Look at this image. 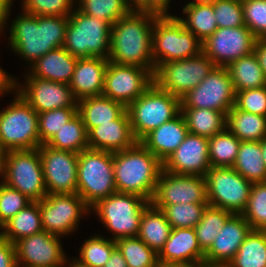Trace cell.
I'll return each instance as SVG.
<instances>
[{"mask_svg": "<svg viewBox=\"0 0 266 267\" xmlns=\"http://www.w3.org/2000/svg\"><path fill=\"white\" fill-rule=\"evenodd\" d=\"M154 13L132 9L111 27L108 61L119 65H135L149 69L155 66L152 57Z\"/></svg>", "mask_w": 266, "mask_h": 267, "instance_id": "obj_1", "label": "cell"}, {"mask_svg": "<svg viewBox=\"0 0 266 267\" xmlns=\"http://www.w3.org/2000/svg\"><path fill=\"white\" fill-rule=\"evenodd\" d=\"M21 12L11 21L8 46L30 66L49 51L63 47L69 16Z\"/></svg>", "mask_w": 266, "mask_h": 267, "instance_id": "obj_2", "label": "cell"}, {"mask_svg": "<svg viewBox=\"0 0 266 267\" xmlns=\"http://www.w3.org/2000/svg\"><path fill=\"white\" fill-rule=\"evenodd\" d=\"M114 182L119 193L135 194L151 201L163 163L140 141L113 152Z\"/></svg>", "mask_w": 266, "mask_h": 267, "instance_id": "obj_3", "label": "cell"}, {"mask_svg": "<svg viewBox=\"0 0 266 267\" xmlns=\"http://www.w3.org/2000/svg\"><path fill=\"white\" fill-rule=\"evenodd\" d=\"M117 192L113 152L87 148L78 154L77 194L91 208Z\"/></svg>", "mask_w": 266, "mask_h": 267, "instance_id": "obj_4", "label": "cell"}, {"mask_svg": "<svg viewBox=\"0 0 266 267\" xmlns=\"http://www.w3.org/2000/svg\"><path fill=\"white\" fill-rule=\"evenodd\" d=\"M134 138L140 141L151 130L181 113V98L160 89L154 82L127 108Z\"/></svg>", "mask_w": 266, "mask_h": 267, "instance_id": "obj_5", "label": "cell"}, {"mask_svg": "<svg viewBox=\"0 0 266 267\" xmlns=\"http://www.w3.org/2000/svg\"><path fill=\"white\" fill-rule=\"evenodd\" d=\"M111 27L108 22L88 16L76 7L68 18L63 47L74 57H109Z\"/></svg>", "mask_w": 266, "mask_h": 267, "instance_id": "obj_6", "label": "cell"}, {"mask_svg": "<svg viewBox=\"0 0 266 267\" xmlns=\"http://www.w3.org/2000/svg\"><path fill=\"white\" fill-rule=\"evenodd\" d=\"M202 42L174 15L159 16L153 26L152 57L155 68L175 60L198 55Z\"/></svg>", "mask_w": 266, "mask_h": 267, "instance_id": "obj_7", "label": "cell"}, {"mask_svg": "<svg viewBox=\"0 0 266 267\" xmlns=\"http://www.w3.org/2000/svg\"><path fill=\"white\" fill-rule=\"evenodd\" d=\"M0 111V144L5 151L40 147L38 113L16 92Z\"/></svg>", "mask_w": 266, "mask_h": 267, "instance_id": "obj_8", "label": "cell"}, {"mask_svg": "<svg viewBox=\"0 0 266 267\" xmlns=\"http://www.w3.org/2000/svg\"><path fill=\"white\" fill-rule=\"evenodd\" d=\"M150 201L135 195L116 192L91 207L100 222L111 232L112 240L137 237L141 217Z\"/></svg>", "mask_w": 266, "mask_h": 267, "instance_id": "obj_9", "label": "cell"}, {"mask_svg": "<svg viewBox=\"0 0 266 267\" xmlns=\"http://www.w3.org/2000/svg\"><path fill=\"white\" fill-rule=\"evenodd\" d=\"M1 181L32 202L47 196L39 148L5 152Z\"/></svg>", "mask_w": 266, "mask_h": 267, "instance_id": "obj_10", "label": "cell"}, {"mask_svg": "<svg viewBox=\"0 0 266 267\" xmlns=\"http://www.w3.org/2000/svg\"><path fill=\"white\" fill-rule=\"evenodd\" d=\"M216 67L202 51L193 57L159 64L153 74L154 83L179 98L194 89Z\"/></svg>", "mask_w": 266, "mask_h": 267, "instance_id": "obj_11", "label": "cell"}, {"mask_svg": "<svg viewBox=\"0 0 266 267\" xmlns=\"http://www.w3.org/2000/svg\"><path fill=\"white\" fill-rule=\"evenodd\" d=\"M208 205L242 214L252 183L232 167H210L205 175Z\"/></svg>", "mask_w": 266, "mask_h": 267, "instance_id": "obj_12", "label": "cell"}, {"mask_svg": "<svg viewBox=\"0 0 266 267\" xmlns=\"http://www.w3.org/2000/svg\"><path fill=\"white\" fill-rule=\"evenodd\" d=\"M38 203L43 231L60 237L75 232L83 215L91 214V208L77 193L47 194Z\"/></svg>", "mask_w": 266, "mask_h": 267, "instance_id": "obj_13", "label": "cell"}, {"mask_svg": "<svg viewBox=\"0 0 266 267\" xmlns=\"http://www.w3.org/2000/svg\"><path fill=\"white\" fill-rule=\"evenodd\" d=\"M236 92L227 67L216 66L194 89L181 97V108H207L227 113Z\"/></svg>", "mask_w": 266, "mask_h": 267, "instance_id": "obj_14", "label": "cell"}, {"mask_svg": "<svg viewBox=\"0 0 266 267\" xmlns=\"http://www.w3.org/2000/svg\"><path fill=\"white\" fill-rule=\"evenodd\" d=\"M154 82L153 73L135 65L108 62L102 95L122 103L126 108Z\"/></svg>", "mask_w": 266, "mask_h": 267, "instance_id": "obj_15", "label": "cell"}, {"mask_svg": "<svg viewBox=\"0 0 266 267\" xmlns=\"http://www.w3.org/2000/svg\"><path fill=\"white\" fill-rule=\"evenodd\" d=\"M256 38L246 27L218 28L202 42V52L219 67L253 53Z\"/></svg>", "mask_w": 266, "mask_h": 267, "instance_id": "obj_16", "label": "cell"}, {"mask_svg": "<svg viewBox=\"0 0 266 267\" xmlns=\"http://www.w3.org/2000/svg\"><path fill=\"white\" fill-rule=\"evenodd\" d=\"M47 194L77 193L78 153L39 147Z\"/></svg>", "mask_w": 266, "mask_h": 267, "instance_id": "obj_17", "label": "cell"}, {"mask_svg": "<svg viewBox=\"0 0 266 267\" xmlns=\"http://www.w3.org/2000/svg\"><path fill=\"white\" fill-rule=\"evenodd\" d=\"M152 205H174L178 203H208L204 176L175 174L161 170Z\"/></svg>", "mask_w": 266, "mask_h": 267, "instance_id": "obj_18", "label": "cell"}, {"mask_svg": "<svg viewBox=\"0 0 266 267\" xmlns=\"http://www.w3.org/2000/svg\"><path fill=\"white\" fill-rule=\"evenodd\" d=\"M60 236L42 231L14 243L17 267H66Z\"/></svg>", "mask_w": 266, "mask_h": 267, "instance_id": "obj_19", "label": "cell"}, {"mask_svg": "<svg viewBox=\"0 0 266 267\" xmlns=\"http://www.w3.org/2000/svg\"><path fill=\"white\" fill-rule=\"evenodd\" d=\"M25 76V84L16 79L15 91L37 112L60 109L78 108L69 84L54 82L28 73Z\"/></svg>", "mask_w": 266, "mask_h": 267, "instance_id": "obj_20", "label": "cell"}, {"mask_svg": "<svg viewBox=\"0 0 266 267\" xmlns=\"http://www.w3.org/2000/svg\"><path fill=\"white\" fill-rule=\"evenodd\" d=\"M210 167L208 138L191 133L163 163L169 173L204 177Z\"/></svg>", "mask_w": 266, "mask_h": 267, "instance_id": "obj_21", "label": "cell"}, {"mask_svg": "<svg viewBox=\"0 0 266 267\" xmlns=\"http://www.w3.org/2000/svg\"><path fill=\"white\" fill-rule=\"evenodd\" d=\"M204 256L194 228H172L168 240L158 253V261L192 267L202 265Z\"/></svg>", "mask_w": 266, "mask_h": 267, "instance_id": "obj_22", "label": "cell"}, {"mask_svg": "<svg viewBox=\"0 0 266 267\" xmlns=\"http://www.w3.org/2000/svg\"><path fill=\"white\" fill-rule=\"evenodd\" d=\"M250 231V224L241 214H232L205 252L204 262H230Z\"/></svg>", "mask_w": 266, "mask_h": 267, "instance_id": "obj_23", "label": "cell"}, {"mask_svg": "<svg viewBox=\"0 0 266 267\" xmlns=\"http://www.w3.org/2000/svg\"><path fill=\"white\" fill-rule=\"evenodd\" d=\"M136 142L127 109L117 119L88 132V146L91 149L116 152L130 148Z\"/></svg>", "mask_w": 266, "mask_h": 267, "instance_id": "obj_24", "label": "cell"}, {"mask_svg": "<svg viewBox=\"0 0 266 267\" xmlns=\"http://www.w3.org/2000/svg\"><path fill=\"white\" fill-rule=\"evenodd\" d=\"M108 62V59L99 57L78 58L69 83L77 101L85 97L102 95Z\"/></svg>", "mask_w": 266, "mask_h": 267, "instance_id": "obj_25", "label": "cell"}, {"mask_svg": "<svg viewBox=\"0 0 266 267\" xmlns=\"http://www.w3.org/2000/svg\"><path fill=\"white\" fill-rule=\"evenodd\" d=\"M188 133L186 120L180 113L172 120L151 130L140 142L164 163L184 141Z\"/></svg>", "mask_w": 266, "mask_h": 267, "instance_id": "obj_26", "label": "cell"}, {"mask_svg": "<svg viewBox=\"0 0 266 267\" xmlns=\"http://www.w3.org/2000/svg\"><path fill=\"white\" fill-rule=\"evenodd\" d=\"M78 58L71 55L64 47L49 51L37 59L28 68V74L54 82L69 84Z\"/></svg>", "mask_w": 266, "mask_h": 267, "instance_id": "obj_27", "label": "cell"}, {"mask_svg": "<svg viewBox=\"0 0 266 267\" xmlns=\"http://www.w3.org/2000/svg\"><path fill=\"white\" fill-rule=\"evenodd\" d=\"M78 114L87 132L101 124L117 119L126 107L104 95L85 97L77 101Z\"/></svg>", "mask_w": 266, "mask_h": 267, "instance_id": "obj_28", "label": "cell"}, {"mask_svg": "<svg viewBox=\"0 0 266 267\" xmlns=\"http://www.w3.org/2000/svg\"><path fill=\"white\" fill-rule=\"evenodd\" d=\"M171 229L164 212L150 203L143 211L137 237L158 254L168 240Z\"/></svg>", "mask_w": 266, "mask_h": 267, "instance_id": "obj_29", "label": "cell"}, {"mask_svg": "<svg viewBox=\"0 0 266 267\" xmlns=\"http://www.w3.org/2000/svg\"><path fill=\"white\" fill-rule=\"evenodd\" d=\"M232 168L252 184L266 182L261 141H241Z\"/></svg>", "mask_w": 266, "mask_h": 267, "instance_id": "obj_30", "label": "cell"}, {"mask_svg": "<svg viewBox=\"0 0 266 267\" xmlns=\"http://www.w3.org/2000/svg\"><path fill=\"white\" fill-rule=\"evenodd\" d=\"M226 128L240 141H261L266 137V117L233 106L227 113Z\"/></svg>", "mask_w": 266, "mask_h": 267, "instance_id": "obj_31", "label": "cell"}, {"mask_svg": "<svg viewBox=\"0 0 266 267\" xmlns=\"http://www.w3.org/2000/svg\"><path fill=\"white\" fill-rule=\"evenodd\" d=\"M43 231L38 202H31L5 223L2 238L11 243Z\"/></svg>", "mask_w": 266, "mask_h": 267, "instance_id": "obj_32", "label": "cell"}, {"mask_svg": "<svg viewBox=\"0 0 266 267\" xmlns=\"http://www.w3.org/2000/svg\"><path fill=\"white\" fill-rule=\"evenodd\" d=\"M189 133L207 138L226 128L227 115L207 108H181Z\"/></svg>", "mask_w": 266, "mask_h": 267, "instance_id": "obj_33", "label": "cell"}, {"mask_svg": "<svg viewBox=\"0 0 266 267\" xmlns=\"http://www.w3.org/2000/svg\"><path fill=\"white\" fill-rule=\"evenodd\" d=\"M182 11L186 17L175 16L201 42H204L218 29L213 4L187 3Z\"/></svg>", "mask_w": 266, "mask_h": 267, "instance_id": "obj_34", "label": "cell"}, {"mask_svg": "<svg viewBox=\"0 0 266 267\" xmlns=\"http://www.w3.org/2000/svg\"><path fill=\"white\" fill-rule=\"evenodd\" d=\"M227 69L235 92L266 86V77L254 53L232 62Z\"/></svg>", "mask_w": 266, "mask_h": 267, "instance_id": "obj_35", "label": "cell"}, {"mask_svg": "<svg viewBox=\"0 0 266 267\" xmlns=\"http://www.w3.org/2000/svg\"><path fill=\"white\" fill-rule=\"evenodd\" d=\"M46 145L57 150L70 151L78 154L89 148L88 132L81 116L77 113L56 132Z\"/></svg>", "mask_w": 266, "mask_h": 267, "instance_id": "obj_36", "label": "cell"}, {"mask_svg": "<svg viewBox=\"0 0 266 267\" xmlns=\"http://www.w3.org/2000/svg\"><path fill=\"white\" fill-rule=\"evenodd\" d=\"M230 262L235 267H266V230L251 229Z\"/></svg>", "mask_w": 266, "mask_h": 267, "instance_id": "obj_37", "label": "cell"}, {"mask_svg": "<svg viewBox=\"0 0 266 267\" xmlns=\"http://www.w3.org/2000/svg\"><path fill=\"white\" fill-rule=\"evenodd\" d=\"M241 141L227 128L208 138L211 167H232Z\"/></svg>", "mask_w": 266, "mask_h": 267, "instance_id": "obj_38", "label": "cell"}, {"mask_svg": "<svg viewBox=\"0 0 266 267\" xmlns=\"http://www.w3.org/2000/svg\"><path fill=\"white\" fill-rule=\"evenodd\" d=\"M231 215L229 211L207 205L201 220L194 227L198 244L204 253L210 248Z\"/></svg>", "mask_w": 266, "mask_h": 267, "instance_id": "obj_39", "label": "cell"}, {"mask_svg": "<svg viewBox=\"0 0 266 267\" xmlns=\"http://www.w3.org/2000/svg\"><path fill=\"white\" fill-rule=\"evenodd\" d=\"M115 248V240L94 234L82 243L79 257L73 260L84 267H104Z\"/></svg>", "mask_w": 266, "mask_h": 267, "instance_id": "obj_40", "label": "cell"}, {"mask_svg": "<svg viewBox=\"0 0 266 267\" xmlns=\"http://www.w3.org/2000/svg\"><path fill=\"white\" fill-rule=\"evenodd\" d=\"M76 8L88 16L113 25L121 17L127 15L133 7L126 0H75ZM78 5V7H77Z\"/></svg>", "mask_w": 266, "mask_h": 267, "instance_id": "obj_41", "label": "cell"}, {"mask_svg": "<svg viewBox=\"0 0 266 267\" xmlns=\"http://www.w3.org/2000/svg\"><path fill=\"white\" fill-rule=\"evenodd\" d=\"M128 267H154L158 254L139 237H124L115 240Z\"/></svg>", "mask_w": 266, "mask_h": 267, "instance_id": "obj_42", "label": "cell"}, {"mask_svg": "<svg viewBox=\"0 0 266 267\" xmlns=\"http://www.w3.org/2000/svg\"><path fill=\"white\" fill-rule=\"evenodd\" d=\"M208 203H178L174 205H153L161 209L171 228H194L202 218Z\"/></svg>", "mask_w": 266, "mask_h": 267, "instance_id": "obj_43", "label": "cell"}, {"mask_svg": "<svg viewBox=\"0 0 266 267\" xmlns=\"http://www.w3.org/2000/svg\"><path fill=\"white\" fill-rule=\"evenodd\" d=\"M241 215L251 229L266 230V182L252 184L249 200Z\"/></svg>", "mask_w": 266, "mask_h": 267, "instance_id": "obj_44", "label": "cell"}, {"mask_svg": "<svg viewBox=\"0 0 266 267\" xmlns=\"http://www.w3.org/2000/svg\"><path fill=\"white\" fill-rule=\"evenodd\" d=\"M77 113L78 108H60L38 113L40 146L47 144Z\"/></svg>", "mask_w": 266, "mask_h": 267, "instance_id": "obj_45", "label": "cell"}, {"mask_svg": "<svg viewBox=\"0 0 266 267\" xmlns=\"http://www.w3.org/2000/svg\"><path fill=\"white\" fill-rule=\"evenodd\" d=\"M22 11L35 16H69L75 0H22ZM75 2V3H74Z\"/></svg>", "mask_w": 266, "mask_h": 267, "instance_id": "obj_46", "label": "cell"}, {"mask_svg": "<svg viewBox=\"0 0 266 267\" xmlns=\"http://www.w3.org/2000/svg\"><path fill=\"white\" fill-rule=\"evenodd\" d=\"M241 3L245 26L256 39H266V0H245Z\"/></svg>", "mask_w": 266, "mask_h": 267, "instance_id": "obj_47", "label": "cell"}, {"mask_svg": "<svg viewBox=\"0 0 266 267\" xmlns=\"http://www.w3.org/2000/svg\"><path fill=\"white\" fill-rule=\"evenodd\" d=\"M218 28L245 26L242 3L239 0H217L213 3Z\"/></svg>", "mask_w": 266, "mask_h": 267, "instance_id": "obj_48", "label": "cell"}, {"mask_svg": "<svg viewBox=\"0 0 266 267\" xmlns=\"http://www.w3.org/2000/svg\"><path fill=\"white\" fill-rule=\"evenodd\" d=\"M31 202L19 190L0 182V216L4 224Z\"/></svg>", "mask_w": 266, "mask_h": 267, "instance_id": "obj_49", "label": "cell"}, {"mask_svg": "<svg viewBox=\"0 0 266 267\" xmlns=\"http://www.w3.org/2000/svg\"><path fill=\"white\" fill-rule=\"evenodd\" d=\"M234 106L241 111L266 117V86L236 92Z\"/></svg>", "mask_w": 266, "mask_h": 267, "instance_id": "obj_50", "label": "cell"}, {"mask_svg": "<svg viewBox=\"0 0 266 267\" xmlns=\"http://www.w3.org/2000/svg\"><path fill=\"white\" fill-rule=\"evenodd\" d=\"M171 0H141L133 9L154 13L159 16H172L169 12Z\"/></svg>", "mask_w": 266, "mask_h": 267, "instance_id": "obj_51", "label": "cell"}, {"mask_svg": "<svg viewBox=\"0 0 266 267\" xmlns=\"http://www.w3.org/2000/svg\"><path fill=\"white\" fill-rule=\"evenodd\" d=\"M0 267H17L15 245L0 237Z\"/></svg>", "mask_w": 266, "mask_h": 267, "instance_id": "obj_52", "label": "cell"}, {"mask_svg": "<svg viewBox=\"0 0 266 267\" xmlns=\"http://www.w3.org/2000/svg\"><path fill=\"white\" fill-rule=\"evenodd\" d=\"M16 77L9 75L0 67V95L4 93H15Z\"/></svg>", "mask_w": 266, "mask_h": 267, "instance_id": "obj_53", "label": "cell"}, {"mask_svg": "<svg viewBox=\"0 0 266 267\" xmlns=\"http://www.w3.org/2000/svg\"><path fill=\"white\" fill-rule=\"evenodd\" d=\"M253 53L266 77V39H256Z\"/></svg>", "mask_w": 266, "mask_h": 267, "instance_id": "obj_54", "label": "cell"}, {"mask_svg": "<svg viewBox=\"0 0 266 267\" xmlns=\"http://www.w3.org/2000/svg\"><path fill=\"white\" fill-rule=\"evenodd\" d=\"M104 267H128V265L123 255L116 247L110 256V259L105 263Z\"/></svg>", "mask_w": 266, "mask_h": 267, "instance_id": "obj_55", "label": "cell"}, {"mask_svg": "<svg viewBox=\"0 0 266 267\" xmlns=\"http://www.w3.org/2000/svg\"><path fill=\"white\" fill-rule=\"evenodd\" d=\"M13 6V4L8 5L5 9H4V13H0V33L4 30L5 28V24L8 25L7 23V19H9V15L11 13V7Z\"/></svg>", "mask_w": 266, "mask_h": 267, "instance_id": "obj_56", "label": "cell"}, {"mask_svg": "<svg viewBox=\"0 0 266 267\" xmlns=\"http://www.w3.org/2000/svg\"><path fill=\"white\" fill-rule=\"evenodd\" d=\"M205 267H235L231 262H216V263H208L203 262Z\"/></svg>", "mask_w": 266, "mask_h": 267, "instance_id": "obj_57", "label": "cell"}, {"mask_svg": "<svg viewBox=\"0 0 266 267\" xmlns=\"http://www.w3.org/2000/svg\"><path fill=\"white\" fill-rule=\"evenodd\" d=\"M262 159L266 167V137L261 140Z\"/></svg>", "mask_w": 266, "mask_h": 267, "instance_id": "obj_58", "label": "cell"}, {"mask_svg": "<svg viewBox=\"0 0 266 267\" xmlns=\"http://www.w3.org/2000/svg\"><path fill=\"white\" fill-rule=\"evenodd\" d=\"M154 267H186L180 264H172V263H163L158 261Z\"/></svg>", "mask_w": 266, "mask_h": 267, "instance_id": "obj_59", "label": "cell"}, {"mask_svg": "<svg viewBox=\"0 0 266 267\" xmlns=\"http://www.w3.org/2000/svg\"><path fill=\"white\" fill-rule=\"evenodd\" d=\"M5 152L6 151L2 148V146L0 144V177H1L2 171H3V164H4Z\"/></svg>", "mask_w": 266, "mask_h": 267, "instance_id": "obj_60", "label": "cell"}, {"mask_svg": "<svg viewBox=\"0 0 266 267\" xmlns=\"http://www.w3.org/2000/svg\"><path fill=\"white\" fill-rule=\"evenodd\" d=\"M14 0H0V13H4V9L10 5L13 4Z\"/></svg>", "mask_w": 266, "mask_h": 267, "instance_id": "obj_61", "label": "cell"}, {"mask_svg": "<svg viewBox=\"0 0 266 267\" xmlns=\"http://www.w3.org/2000/svg\"><path fill=\"white\" fill-rule=\"evenodd\" d=\"M217 0H194L188 3H197V4H213L215 3Z\"/></svg>", "mask_w": 266, "mask_h": 267, "instance_id": "obj_62", "label": "cell"}, {"mask_svg": "<svg viewBox=\"0 0 266 267\" xmlns=\"http://www.w3.org/2000/svg\"><path fill=\"white\" fill-rule=\"evenodd\" d=\"M69 260H70V261H68V263H67V267H84V266H82V265L76 263V262L73 260V258H72V260L69 258Z\"/></svg>", "mask_w": 266, "mask_h": 267, "instance_id": "obj_63", "label": "cell"}, {"mask_svg": "<svg viewBox=\"0 0 266 267\" xmlns=\"http://www.w3.org/2000/svg\"><path fill=\"white\" fill-rule=\"evenodd\" d=\"M133 8L141 1V0H126Z\"/></svg>", "mask_w": 266, "mask_h": 267, "instance_id": "obj_64", "label": "cell"}, {"mask_svg": "<svg viewBox=\"0 0 266 267\" xmlns=\"http://www.w3.org/2000/svg\"><path fill=\"white\" fill-rule=\"evenodd\" d=\"M4 226H5V224L2 222L1 216H0V237L2 236V233H3V230H4Z\"/></svg>", "mask_w": 266, "mask_h": 267, "instance_id": "obj_65", "label": "cell"}, {"mask_svg": "<svg viewBox=\"0 0 266 267\" xmlns=\"http://www.w3.org/2000/svg\"><path fill=\"white\" fill-rule=\"evenodd\" d=\"M192 267H205L203 264L198 266H192Z\"/></svg>", "mask_w": 266, "mask_h": 267, "instance_id": "obj_66", "label": "cell"}]
</instances>
